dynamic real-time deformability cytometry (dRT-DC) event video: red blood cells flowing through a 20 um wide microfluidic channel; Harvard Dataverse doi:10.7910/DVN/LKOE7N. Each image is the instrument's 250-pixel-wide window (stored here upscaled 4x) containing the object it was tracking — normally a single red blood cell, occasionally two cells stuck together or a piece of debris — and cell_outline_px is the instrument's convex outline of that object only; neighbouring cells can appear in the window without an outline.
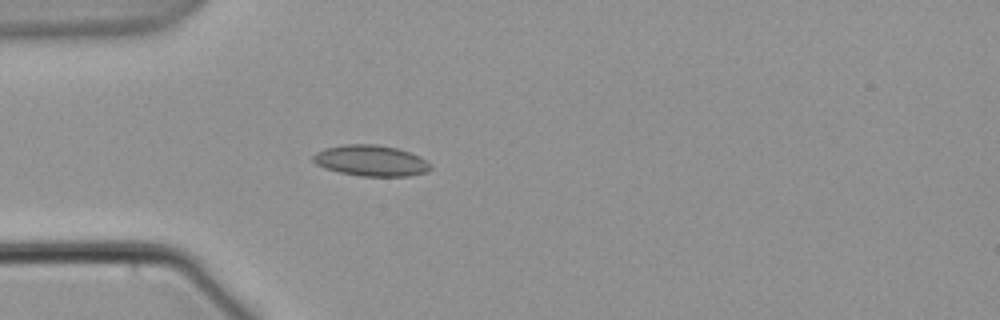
{"species": "common noctule bat (a hibernating species)", "species_latin": "Nyctalus noctula", "temperature_condition": "warm", "stored_images_in_passage": 3, "camera_frame_rate_fps": 3000, "um_per_image_px": 0.085, "animal": {"sex": "male", "body_mass_g": 21.5, "forearm_length_mm": 52.0}, "frame": {"image": 1, "passage_image": 3, "time_ms": 2.333, "image_size_px": [1000, 320], "cell_outline_px": [[432, 168], [424, 172], [408, 176], [360, 176], [340, 172], [324, 168], [316, 164], [312, 160], [312, 156], [316, 152], [324, 148], [344, 144], [376, 144], [396, 148], [420, 156], [432, 164]], "centroid_in_image_um": [31.51, 13.65], "position_along_channel_um": 53.5, "area_um2": 21.21}}